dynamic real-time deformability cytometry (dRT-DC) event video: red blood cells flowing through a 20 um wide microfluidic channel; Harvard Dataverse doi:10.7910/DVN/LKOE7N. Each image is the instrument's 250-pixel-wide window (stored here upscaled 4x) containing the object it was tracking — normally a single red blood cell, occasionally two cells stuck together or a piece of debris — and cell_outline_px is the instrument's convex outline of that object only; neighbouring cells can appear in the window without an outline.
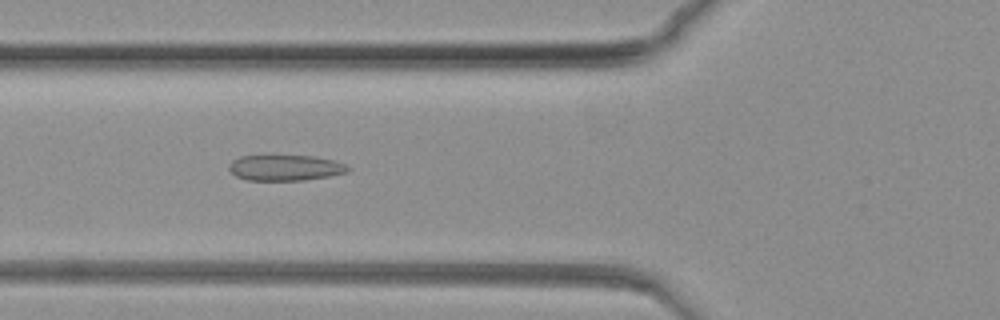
{"species": "common noctule bat (a hibernating species)", "species_latin": "Nyctalus noctula", "temperature_condition": "warm", "stored_images_in_passage": 75, "camera_frame_rate_fps": 3000, "um_per_image_px": 0.085, "animal": {"sex": "female", "body_mass_g": 19.3, "forearm_length_mm": 54.1}, "frame": {"image": 1, "passage_image": 24, "time_ms": 7.667, "image_size_px": [1000, 320], "cell_outline_px": [[352, 168], [348, 172], [328, 176], [304, 180], [248, 180], [236, 176], [228, 168], [228, 164], [232, 160], [240, 156], [312, 156], [332, 160], [344, 164]], "centroid_in_image_um": [24.23, 14.26], "position_along_channel_um": 101.6, "area_um2": 17.69}}
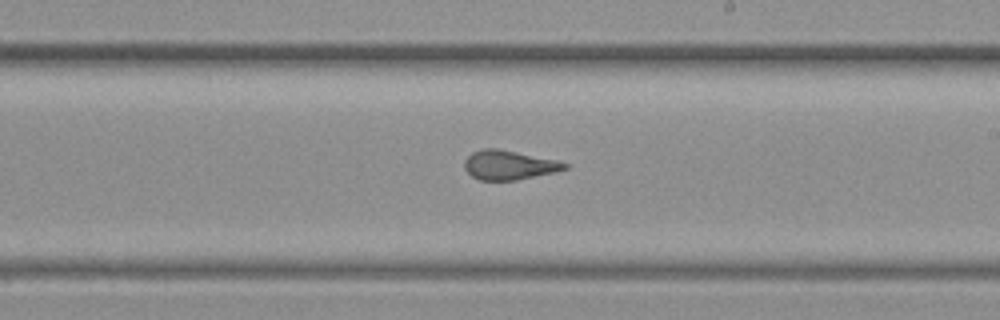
{"frame": {"image": 2, "passage_image": 41, "time_ms": 13.333, "image_size_px": [1000, 320], "cell_outline_px": [[568, 168], [556, 172], [516, 180], [480, 180], [472, 176], [464, 168], [464, 160], [472, 152], [484, 148], [496, 148], [556, 160], [568, 164]], "centroid_in_image_um": [43.25, 14.03], "position_along_channel_um": 245.8, "area_um2": 16.99}}
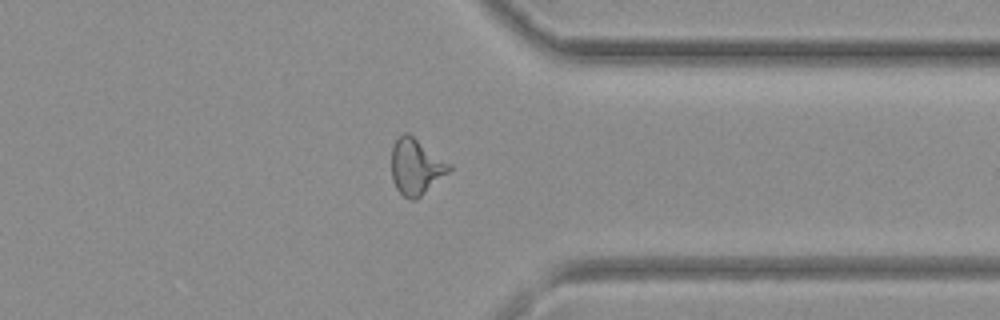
{"frame": {"image": 3, "passage_image": 57, "time_ms": 18.667, "image_size_px": [1000, 320], "cell_outline_px": [[452, 168], [448, 172], [416, 200], [412, 200], [404, 196], [396, 188], [392, 180], [392, 148], [396, 140], [404, 132], [408, 132], [452, 164]], "centroid_in_image_um": [35.36, 14.15], "position_along_channel_um": 376.0, "area_um2": 18.67}}